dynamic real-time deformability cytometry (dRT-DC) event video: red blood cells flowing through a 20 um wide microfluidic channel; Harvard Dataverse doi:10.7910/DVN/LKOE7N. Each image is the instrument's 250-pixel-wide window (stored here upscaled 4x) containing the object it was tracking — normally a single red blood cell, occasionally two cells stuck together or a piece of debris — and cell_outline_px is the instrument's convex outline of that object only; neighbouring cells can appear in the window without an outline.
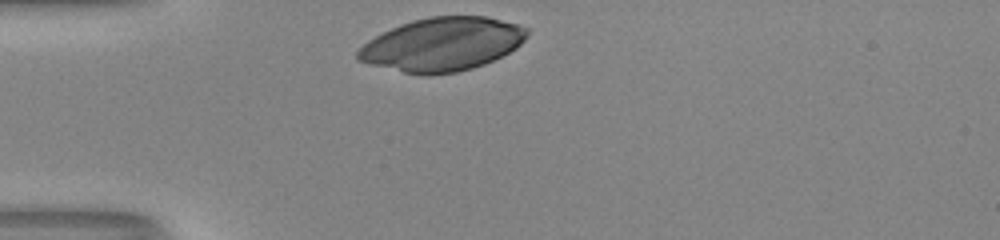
{"species": "human", "species_latin": "Homo sapiens", "temperature_condition": "room temperature", "stored_images_in_passage": 28, "camera_frame_rate_fps": 3000, "um_per_image_px": 0.085, "donor": {"sex": "male"}, "frame": {"image": 1, "passage_image": 1, "time_ms": 0.0, "image_size_px": [1000, 240], "cell_outline_px": [[528, 32], [524, 40], [516, 48], [484, 64], [472, 68], [456, 72], [404, 72], [356, 60], [356, 52], [368, 40], [400, 24], [412, 20], [428, 16], [488, 16], [516, 24], [528, 28]], "centroid_in_image_um": [37.6, 3.73], "position_along_channel_um": 47.4, "area_um2": 51.67}}